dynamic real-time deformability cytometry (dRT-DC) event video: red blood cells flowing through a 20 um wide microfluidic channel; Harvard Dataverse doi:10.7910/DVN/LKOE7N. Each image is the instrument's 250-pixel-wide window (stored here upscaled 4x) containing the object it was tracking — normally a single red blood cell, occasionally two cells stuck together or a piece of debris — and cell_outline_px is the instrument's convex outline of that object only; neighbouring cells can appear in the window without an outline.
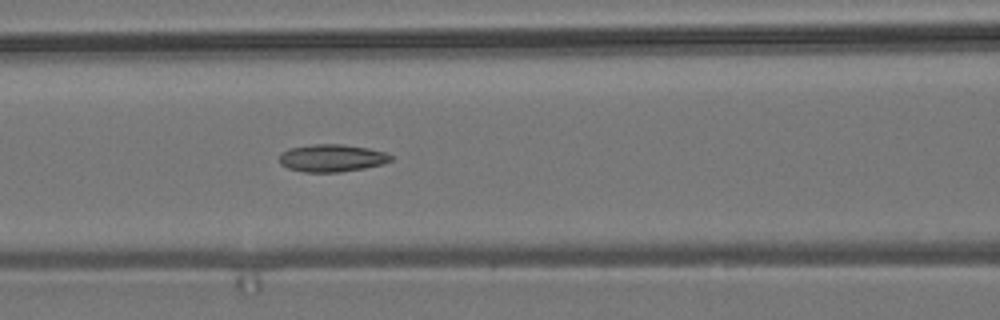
{"species": "common noctule bat (a hibernating species)", "species_latin": "Nyctalus noctula", "temperature_condition": "room temperature", "stored_images_in_passage": 3, "camera_frame_rate_fps": 3000, "um_per_image_px": 0.085, "animal": {"sex": "male", "body_mass_g": 19.2, "forearm_length_mm": 51.8}, "frame": {"image": 1, "passage_image": 3, "time_ms": 0.667, "image_size_px": [1000, 320], "cell_outline_px": [[392, 160], [384, 164], [364, 168], [340, 172], [304, 172], [288, 168], [280, 164], [280, 152], [288, 148], [312, 144], [344, 144], [368, 148], [384, 152], [392, 156]], "centroid_in_image_um": [28.19, 13.43], "position_along_channel_um": 138.4, "area_um2": 17.98}}